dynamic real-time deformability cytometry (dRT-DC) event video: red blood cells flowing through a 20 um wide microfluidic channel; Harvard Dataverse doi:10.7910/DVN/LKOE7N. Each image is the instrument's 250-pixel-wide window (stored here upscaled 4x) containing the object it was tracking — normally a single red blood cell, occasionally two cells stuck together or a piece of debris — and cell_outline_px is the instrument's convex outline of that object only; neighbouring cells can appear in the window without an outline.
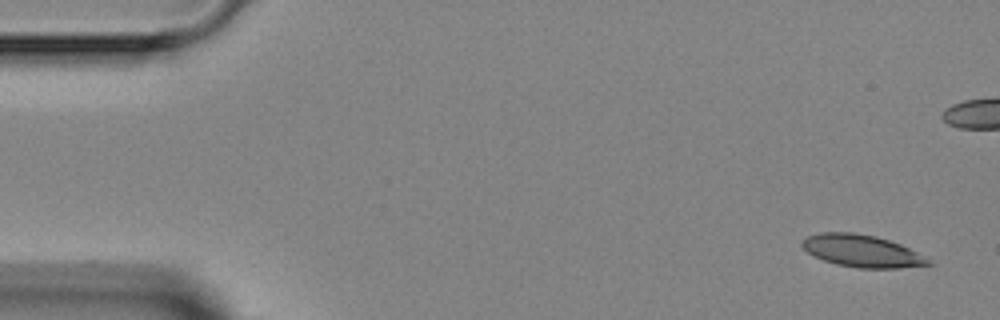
{"species": "Egyptian fruit bat (a non-hibernating species)", "species_latin": "Rousettus aegyptiacus", "temperature_condition": "room temperature", "stored_images_in_passage": 5, "camera_frame_rate_fps": 3000, "um_per_image_px": 0.085, "animal": {"sex": "female"}, "frame": {"image": 1, "passage_image": 1, "time_ms": 0.0, "image_size_px": [1000, 320], "cell_outline_px": [[936, 264], [900, 268], [860, 268], [836, 264], [812, 256], [800, 244], [808, 236], [820, 232], [852, 232], [876, 236], [900, 244], [916, 252]], "centroid_in_image_um": [73.25, 21.33], "position_along_channel_um": 11.7, "area_um2": 23.58}}